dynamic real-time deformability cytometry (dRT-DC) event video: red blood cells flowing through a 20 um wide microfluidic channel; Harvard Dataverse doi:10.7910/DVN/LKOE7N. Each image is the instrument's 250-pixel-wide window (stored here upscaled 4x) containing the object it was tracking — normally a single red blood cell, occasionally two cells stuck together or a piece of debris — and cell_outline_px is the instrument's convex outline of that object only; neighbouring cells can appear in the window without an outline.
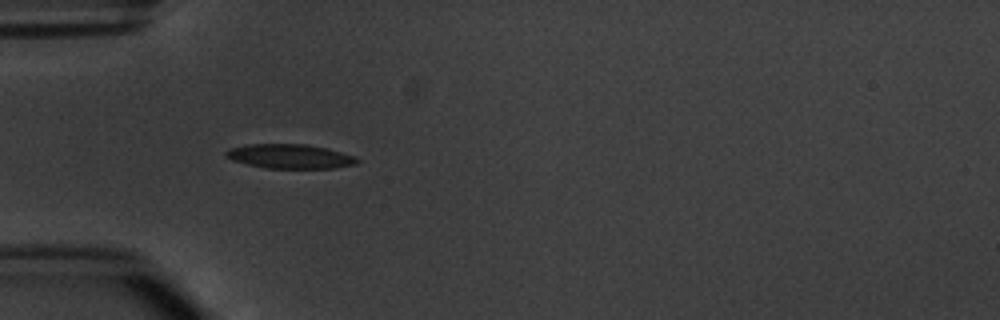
{"species": "common noctule bat (a hibernating species)", "species_latin": "Nyctalus noctula", "temperature_condition": "warm", "stored_images_in_passage": 6, "camera_frame_rate_fps": 3000, "um_per_image_px": 0.085, "animal": {"sex": "male", "body_mass_g": 20.1, "forearm_length_mm": 53.5}, "frame": {"image": 1, "passage_image": 5, "time_ms": 4.667, "image_size_px": [1000, 320], "cell_outline_px": [[360, 160], [356, 164], [332, 168], [268, 168], [248, 164], [232, 160], [224, 156], [224, 152], [228, 148], [244, 144], [304, 144], [328, 148], [352, 156]], "centroid_in_image_um": [24.58, 13.28], "position_along_channel_um": 60.4, "area_um2": 18.55}}